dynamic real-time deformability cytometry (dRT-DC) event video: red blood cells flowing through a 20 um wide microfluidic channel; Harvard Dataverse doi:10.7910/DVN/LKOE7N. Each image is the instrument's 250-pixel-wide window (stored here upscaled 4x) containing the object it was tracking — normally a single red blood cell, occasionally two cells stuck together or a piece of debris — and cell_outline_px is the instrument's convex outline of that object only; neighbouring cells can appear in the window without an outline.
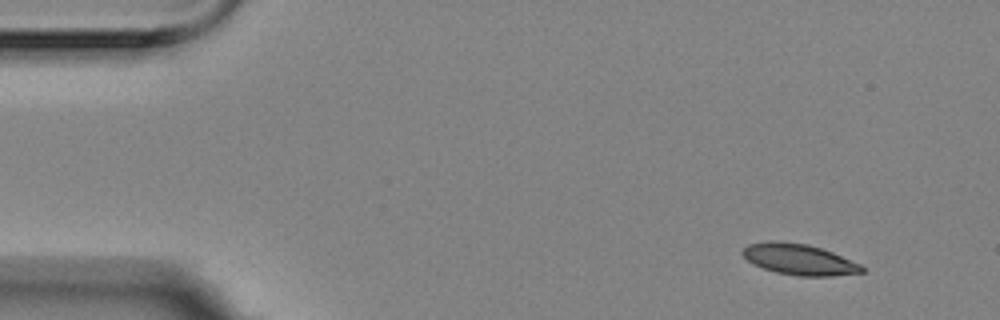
{"species": "Egyptian fruit bat (a non-hibernating species)", "species_latin": "Rousettus aegyptiacus", "temperature_condition": "room temperature", "stored_images_in_passage": 4, "camera_frame_rate_fps": 3000, "um_per_image_px": 0.085, "animal": {"sex": "female"}, "frame": {"image": 1, "passage_image": 1, "time_ms": 0.0, "image_size_px": [1000, 320], "cell_outline_px": [[864, 272], [832, 276], [796, 276], [776, 272], [752, 264], [740, 252], [748, 244], [768, 240], [776, 240], [808, 244], [832, 252], [860, 264], [864, 268]], "centroid_in_image_um": [67.89, 22.04], "position_along_channel_um": 17.1, "area_um2": 21.56}}
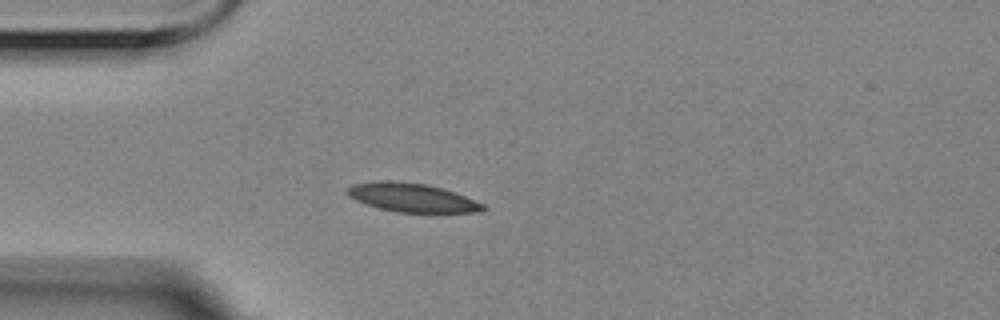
{"frame": {"image": 2, "passage_image": 4, "time_ms": 1.0, "image_size_px": [1000, 320], "cell_outline_px": [[488, 208], [472, 212], [400, 212], [380, 208], [356, 200], [348, 196], [344, 192], [352, 184], [380, 180], [396, 180], [428, 184], [456, 192], [484, 204]], "centroid_in_image_um": [35.0, 16.77], "position_along_channel_um": 50.0, "area_um2": 22.72}}